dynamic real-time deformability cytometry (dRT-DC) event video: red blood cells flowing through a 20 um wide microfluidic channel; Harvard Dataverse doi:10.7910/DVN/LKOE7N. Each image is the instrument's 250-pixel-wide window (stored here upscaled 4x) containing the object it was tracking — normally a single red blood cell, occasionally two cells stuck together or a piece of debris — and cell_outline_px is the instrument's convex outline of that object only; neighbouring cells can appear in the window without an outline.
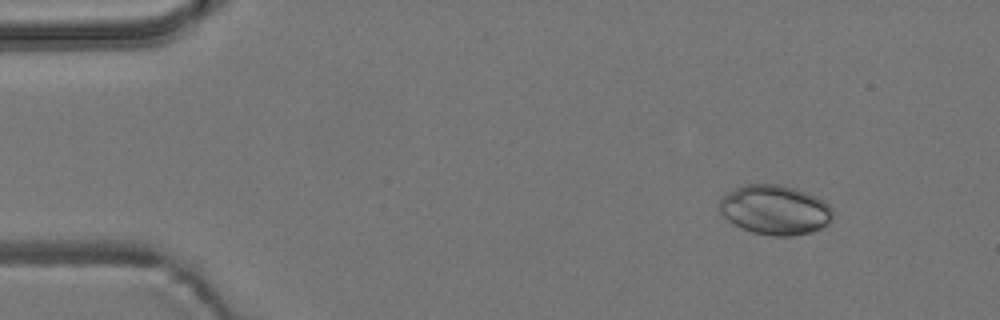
{"species": "common noctule bat (a hibernating species)", "species_latin": "Nyctalus noctula", "temperature_condition": "room temperature", "stored_images_in_passage": 2, "camera_frame_rate_fps": 3000, "um_per_image_px": 0.085, "animal": {"sex": "male", "body_mass_g": 19.2, "forearm_length_mm": 51.8}, "frame": {"image": 1, "passage_image": 1, "time_ms": 0.0, "image_size_px": [1000, 320], "cell_outline_px": [[832, 216], [828, 224], [812, 232], [792, 236], [772, 236], [752, 232], [740, 228], [732, 224], [720, 212], [716, 204], [728, 192], [744, 184], [780, 184], [796, 188], [816, 196], [824, 200], [832, 208]], "centroid_in_image_um": [65.85, 17.84], "position_along_channel_um": 19.1, "area_um2": 33.12}}